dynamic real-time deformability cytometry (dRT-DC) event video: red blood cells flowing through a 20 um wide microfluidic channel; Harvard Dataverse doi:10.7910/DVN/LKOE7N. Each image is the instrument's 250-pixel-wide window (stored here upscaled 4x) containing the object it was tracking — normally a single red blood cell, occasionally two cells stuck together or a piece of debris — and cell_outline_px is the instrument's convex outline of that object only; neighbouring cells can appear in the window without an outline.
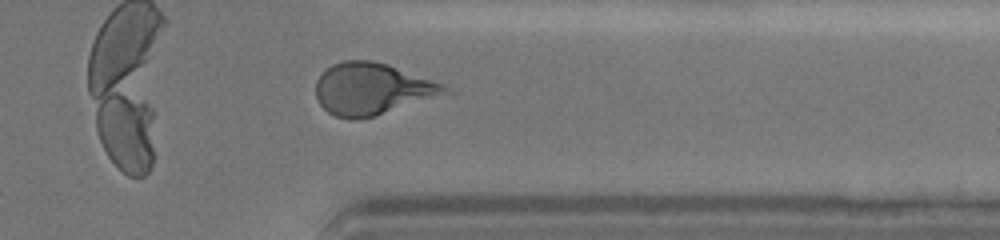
{"species": "human", "species_latin": "Homo sapiens", "temperature_condition": "cold", "stored_images_in_passage": 33, "camera_frame_rate_fps": 3000, "um_per_image_px": 0.085, "donor": {"sex": "female"}, "frame": {"image": 1, "passage_image": 21, "time_ms": 9.667, "image_size_px": [1000, 240], "cell_outline_px": [[456, 92], [376, 116], [356, 120], [352, 120], [336, 116], [328, 112], [320, 104], [316, 96], [316, 80], [332, 64], [344, 60], [372, 60], [444, 84]], "centroid_in_image_um": [31.67, 7.59], "position_along_channel_um": 379.7, "area_um2": 39.07}}
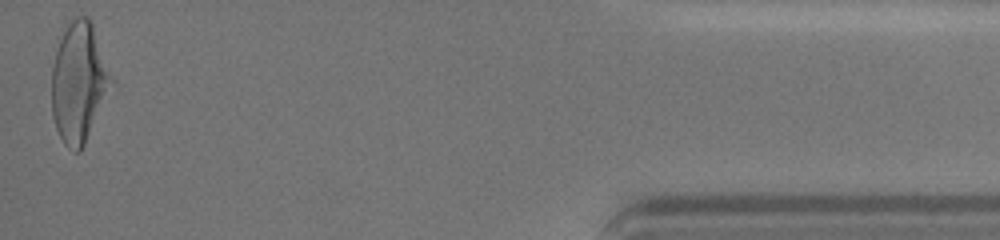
{"frame": {"image": 2, "passage_image": 33, "time_ms": 12.667, "image_size_px": [1000, 240], "cell_outline_px": [[112, 80], [84, 144], [80, 152], [72, 152], [64, 144], [56, 128], [52, 116], [52, 68], [56, 52], [60, 40], [68, 24], [76, 16], [88, 16], [92, 24]], "centroid_in_image_um": [6.65, 7.02], "position_along_channel_um": 428.6, "area_um2": 40.11}, "authors_computed_cell_mechanics": {"area_um2": 37.6278, "velocity_mm_per_s": 3.6099, "shape_relaxation_time_tau1_ms": 4.5264, "shape_relaxation_time_tau2_ms": 1.1149, "deformation_change_tau1": 0.1933, "deformation_change_tau2": 0.0774}}